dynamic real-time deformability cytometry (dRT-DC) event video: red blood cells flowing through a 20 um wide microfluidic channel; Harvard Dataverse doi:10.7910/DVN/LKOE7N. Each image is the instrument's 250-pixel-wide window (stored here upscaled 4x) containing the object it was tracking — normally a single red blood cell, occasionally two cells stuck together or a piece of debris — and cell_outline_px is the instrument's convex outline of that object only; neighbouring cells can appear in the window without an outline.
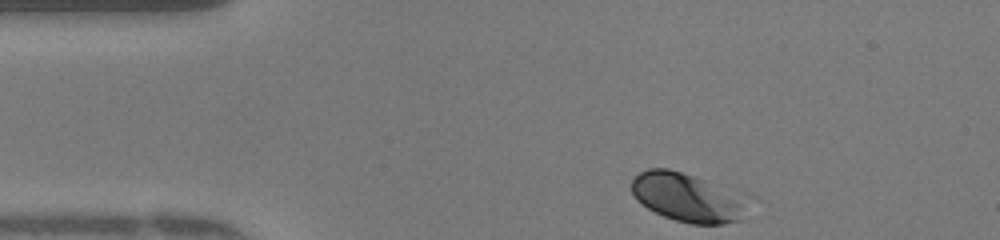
{"species": "human", "species_latin": "Homo sapiens", "temperature_condition": "warm", "stored_images_in_passage": 32, "camera_frame_rate_fps": 3000, "um_per_image_px": 0.085, "donor": {"sex": "female"}, "frame": {"image": 1, "passage_image": 1, "time_ms": 0.0, "image_size_px": [1000, 240], "cell_outline_px": [[756, 196], [740, 220], [724, 224], [692, 224], [676, 220], [664, 216], [648, 208], [636, 200], [632, 192], [632, 180], [640, 172], [648, 168], [668, 168], [736, 188]], "centroid_in_image_um": [58.62, 16.76], "position_along_channel_um": 26.4, "area_um2": 34.45}}
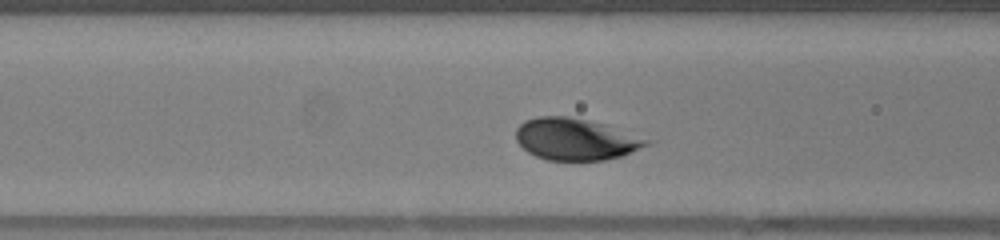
{"frame": {"image": 2, "passage_image": 12, "time_ms": 3.667, "image_size_px": [1000, 240], "cell_outline_px": [[656, 140], [652, 144], [624, 156], [604, 160], [548, 160], [536, 156], [528, 152], [516, 140], [516, 128], [524, 120], [536, 116], [568, 116], [608, 124]], "centroid_in_image_um": [49.04, 11.82], "position_along_channel_um": 117.6, "area_um2": 32.6}}
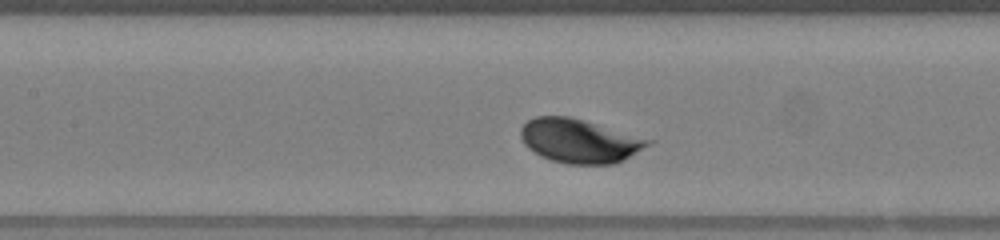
{"frame": {"image": 3, "passage_image": 15, "time_ms": 4.667, "image_size_px": [1000, 240], "cell_outline_px": [[656, 140], [652, 144], [624, 160], [616, 164], [568, 164], [552, 160], [540, 156], [528, 148], [524, 144], [520, 136], [520, 128], [528, 120], [536, 116], [568, 116], [584, 120]], "centroid_in_image_um": [49.29, 11.98], "position_along_channel_um": 158.1, "area_um2": 32.89}, "authors_computed_cell_mechanics": {"area_um2": 33.235, "velocity_mm_per_s": 4.0557, "shape_relaxation_time_tau1_ms": 0.8157, "shape_relaxation_time_tau2_ms": null, "deformation_change_tau1": 0.0685, "deformation_change_tau2": null}}